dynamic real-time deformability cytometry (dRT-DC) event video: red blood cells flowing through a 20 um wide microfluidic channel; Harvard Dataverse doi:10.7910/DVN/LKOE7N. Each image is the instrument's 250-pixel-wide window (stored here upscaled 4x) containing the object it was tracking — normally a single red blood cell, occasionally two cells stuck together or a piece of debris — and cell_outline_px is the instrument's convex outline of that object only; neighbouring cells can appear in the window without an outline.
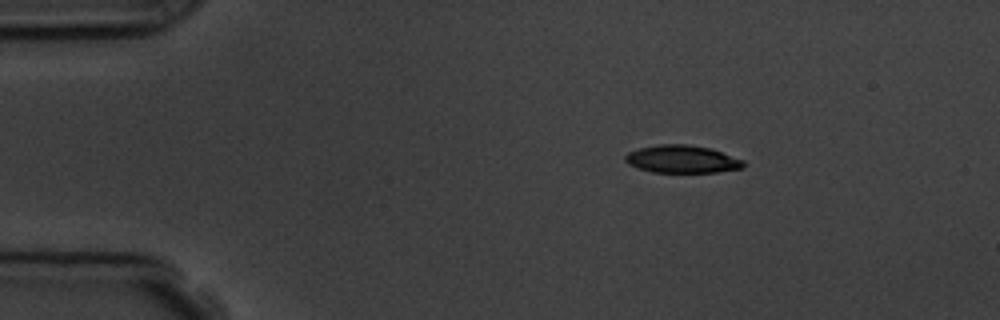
{"species": "common noctule bat (a hibernating species)", "species_latin": "Nyctalus noctula", "temperature_condition": "room temperature", "stored_images_in_passage": 3, "camera_frame_rate_fps": 3000, "um_per_image_px": 0.085, "animal": {"sex": "male", "body_mass_g": 19.5, "forearm_length_mm": 54.6}, "frame": {"image": 1, "passage_image": 1, "time_ms": 0.0, "image_size_px": [1000, 320], "cell_outline_px": [[744, 168], [716, 172], [652, 172], [628, 164], [624, 160], [624, 156], [628, 152], [640, 148], [660, 144], [688, 144], [712, 148], [744, 160]], "centroid_in_image_um": [58.0, 13.52], "position_along_channel_um": 27.0, "area_um2": 19.13}}